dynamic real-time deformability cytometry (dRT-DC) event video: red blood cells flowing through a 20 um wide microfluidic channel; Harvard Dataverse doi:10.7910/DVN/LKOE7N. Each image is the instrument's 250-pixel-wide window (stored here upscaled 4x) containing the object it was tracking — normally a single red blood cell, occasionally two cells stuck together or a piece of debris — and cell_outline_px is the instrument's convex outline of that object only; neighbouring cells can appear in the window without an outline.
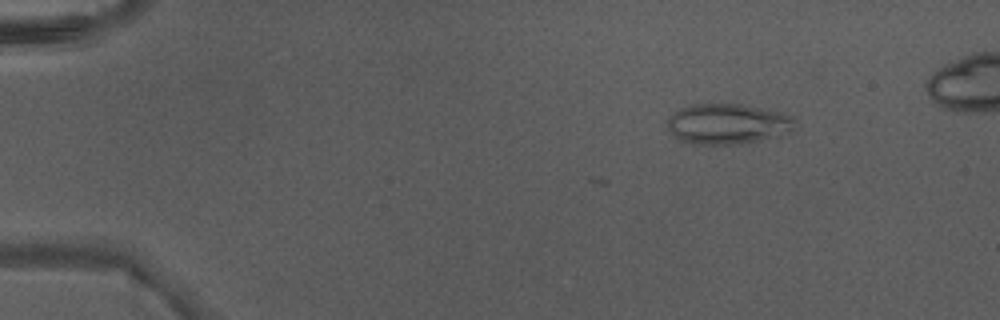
{"species": "Egyptian fruit bat (a non-hibernating species)", "species_latin": "Rousettus aegyptiacus", "temperature_condition": "warm", "stored_images_in_passage": 13, "camera_frame_rate_fps": 3000, "um_per_image_px": 0.085, "animal": {"sex": "male"}, "frame": {"image": 1, "passage_image": 7, "time_ms": 2.0, "image_size_px": [1000, 320], "cell_outline_px": [[796, 128], [780, 136], [736, 144], [692, 144], [680, 140], [668, 128], [668, 116], [672, 112], [680, 108], [696, 104], [740, 104], [784, 112], [792, 116]], "centroid_in_image_um": [61.86, 10.52], "position_along_channel_um": 23.1, "area_um2": 30.06}}